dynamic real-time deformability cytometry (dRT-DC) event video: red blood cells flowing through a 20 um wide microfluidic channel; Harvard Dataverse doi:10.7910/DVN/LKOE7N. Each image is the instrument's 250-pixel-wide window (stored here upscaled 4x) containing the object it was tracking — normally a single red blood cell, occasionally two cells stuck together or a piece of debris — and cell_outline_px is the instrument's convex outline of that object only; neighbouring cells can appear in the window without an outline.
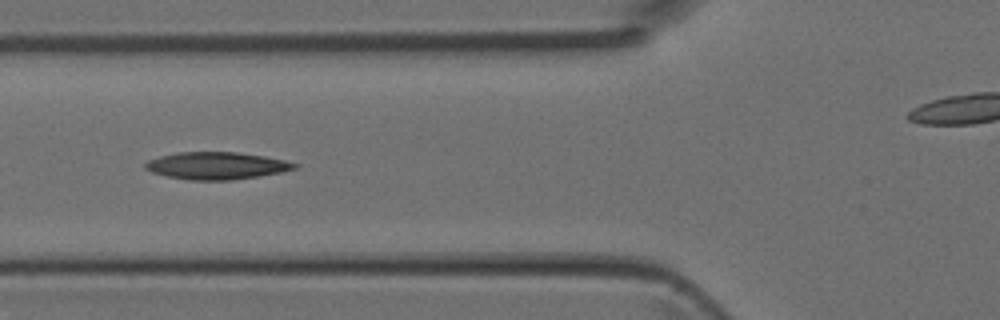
{"species": "Egyptian fruit bat (a non-hibernating species)", "species_latin": "Rousettus aegyptiacus", "temperature_condition": "room temperature", "stored_images_in_passage": 7, "camera_frame_rate_fps": 3000, "um_per_image_px": 0.085, "animal": {"sex": "female"}, "frame": {"image": 1, "passage_image": 5, "time_ms": 1.333, "image_size_px": [1000, 320], "cell_outline_px": [[300, 164], [296, 168], [280, 172], [260, 176], [232, 180], [188, 180], [168, 176], [152, 172], [144, 168], [144, 164], [148, 160], [160, 156], [176, 152], [236, 152], [264, 156], [284, 160]], "centroid_in_image_um": [18.4, 14.08], "position_along_channel_um": 107.4, "area_um2": 23.7}}
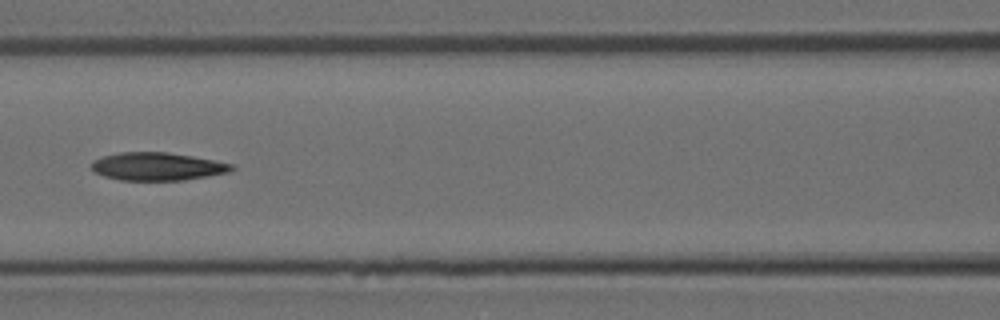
{"frame": {"image": 2, "passage_image": 6, "time_ms": 1.667, "image_size_px": [1000, 320], "cell_outline_px": [[236, 168], [228, 172], [208, 176], [184, 180], [120, 180], [104, 176], [96, 172], [92, 168], [92, 160], [104, 156], [120, 152], [168, 152], [192, 156], [236, 164]], "centroid_in_image_um": [13.42, 14.14], "position_along_channel_um": 153.2, "area_um2": 22.83}}